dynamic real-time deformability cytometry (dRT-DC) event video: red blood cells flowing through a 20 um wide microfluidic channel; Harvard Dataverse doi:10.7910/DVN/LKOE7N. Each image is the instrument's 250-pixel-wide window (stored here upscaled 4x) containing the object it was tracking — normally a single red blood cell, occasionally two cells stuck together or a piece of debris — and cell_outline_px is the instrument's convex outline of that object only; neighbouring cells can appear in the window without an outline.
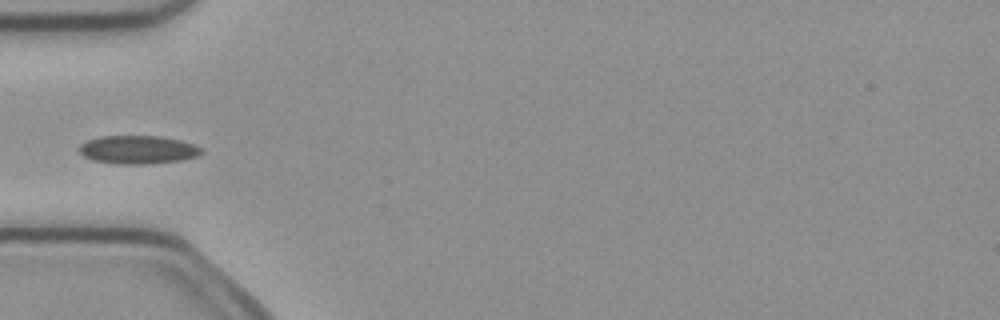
{"species": "common noctule bat (a hibernating species)", "species_latin": "Nyctalus noctula", "temperature_condition": "cold", "stored_images_in_passage": 4, "camera_frame_rate_fps": 3000, "um_per_image_px": 0.085, "animal": {"sex": "female", "body_mass_g": 21.9}, "frame": {"image": 1, "passage_image": 3, "time_ms": 0.667, "image_size_px": [1000, 320], "cell_outline_px": [[204, 152], [196, 156], [180, 160], [144, 164], [116, 164], [92, 160], [84, 156], [80, 152], [80, 144], [88, 140], [100, 136], [160, 136], [180, 140], [204, 148]], "centroid_in_image_um": [11.73, 12.72], "position_along_channel_um": 73.3, "area_um2": 20.11}}